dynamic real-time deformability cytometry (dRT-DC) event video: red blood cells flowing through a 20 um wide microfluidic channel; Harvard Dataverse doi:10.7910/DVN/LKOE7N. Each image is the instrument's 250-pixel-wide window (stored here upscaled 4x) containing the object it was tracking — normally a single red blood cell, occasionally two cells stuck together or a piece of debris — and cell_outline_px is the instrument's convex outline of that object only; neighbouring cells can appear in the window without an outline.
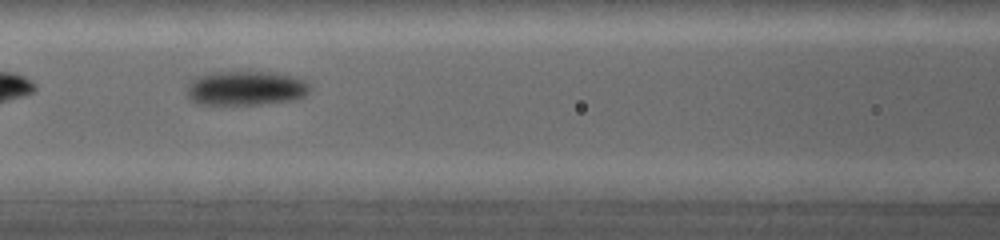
{"species": "common noctule bat (a hibernating species)", "species_latin": "Nyctalus noctula", "temperature_condition": "warm", "stored_images_in_passage": 62, "camera_frame_rate_fps": 5000, "um_per_image_px": 0.085, "animal": {"sex": "female", "body_mass_g": 19.0, "forearm_length_mm": 53.3}, "frame": {"image": 1, "passage_image": 11, "time_ms": 2.2, "image_size_px": [1000, 240], "cell_outline_px": [[308, 92], [304, 96], [296, 100], [260, 104], [196, 104], [188, 100], [188, 80], [212, 72], [276, 72], [296, 76], [304, 80], [308, 84]], "centroid_in_image_um": [20.88, 7.49], "position_along_channel_um": 145.7, "area_um2": 24.85}}
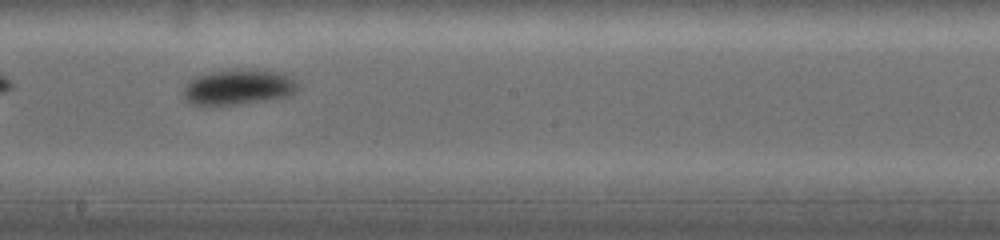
{"frame": {"image": 2, "passage_image": 21, "time_ms": 4.2, "image_size_px": [1000, 240], "cell_outline_px": [[296, 92], [288, 96], [272, 100], [204, 108], [188, 104], [184, 100], [184, 84], [192, 76], [212, 72], [240, 68], [280, 72], [292, 76], [296, 84]], "centroid_in_image_um": [20.17, 7.44], "position_along_channel_um": 228.0, "area_um2": 24.62}}
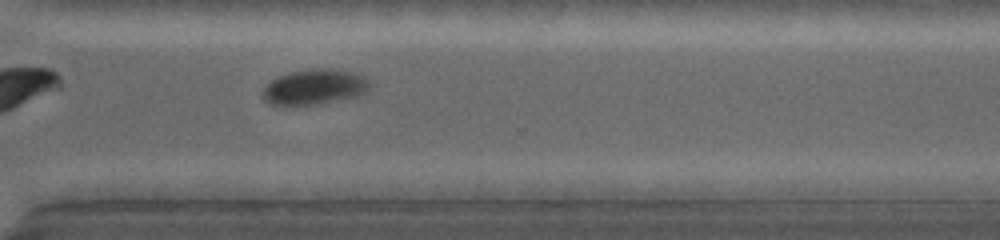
{"frame": {"image": 3, "passage_image": 43, "time_ms": 7.0, "image_size_px": [1000, 240], "cell_outline_px": [[368, 88], [360, 96], [288, 108], [268, 104], [260, 96], [264, 88], [272, 80], [280, 76], [292, 72], [312, 68], [328, 68], [356, 72], [364, 76], [368, 84]], "centroid_in_image_um": [26.66, 7.42], "position_along_channel_um": 343.9, "area_um2": 22.31}}